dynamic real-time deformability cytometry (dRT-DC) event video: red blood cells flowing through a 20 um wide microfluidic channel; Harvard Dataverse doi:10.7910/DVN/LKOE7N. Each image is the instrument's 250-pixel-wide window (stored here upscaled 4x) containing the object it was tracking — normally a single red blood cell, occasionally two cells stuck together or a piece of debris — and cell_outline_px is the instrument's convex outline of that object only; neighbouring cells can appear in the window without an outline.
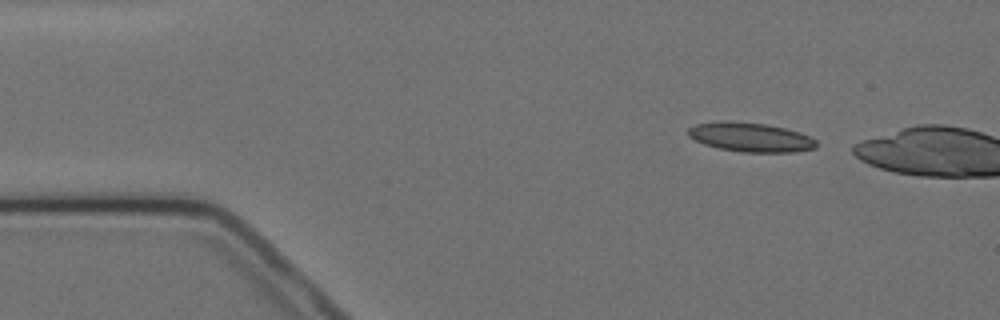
{"species": "Egyptian fruit bat (a non-hibernating species)", "species_latin": "Rousettus aegyptiacus", "temperature_condition": "cold", "stored_images_in_passage": 2, "camera_frame_rate_fps": 3000, "um_per_image_px": 0.085, "animal": {"sex": "female"}, "frame": {"image": 1, "passage_image": 1, "time_ms": 0.0, "image_size_px": [1000, 320], "cell_outline_px": [[816, 148], [796, 152], [740, 152], [720, 148], [704, 144], [688, 136], [688, 128], [696, 124], [764, 124], [784, 128], [800, 132], [816, 140]], "centroid_in_image_um": [63.88, 11.72], "position_along_channel_um": 21.1, "area_um2": 20.75}}